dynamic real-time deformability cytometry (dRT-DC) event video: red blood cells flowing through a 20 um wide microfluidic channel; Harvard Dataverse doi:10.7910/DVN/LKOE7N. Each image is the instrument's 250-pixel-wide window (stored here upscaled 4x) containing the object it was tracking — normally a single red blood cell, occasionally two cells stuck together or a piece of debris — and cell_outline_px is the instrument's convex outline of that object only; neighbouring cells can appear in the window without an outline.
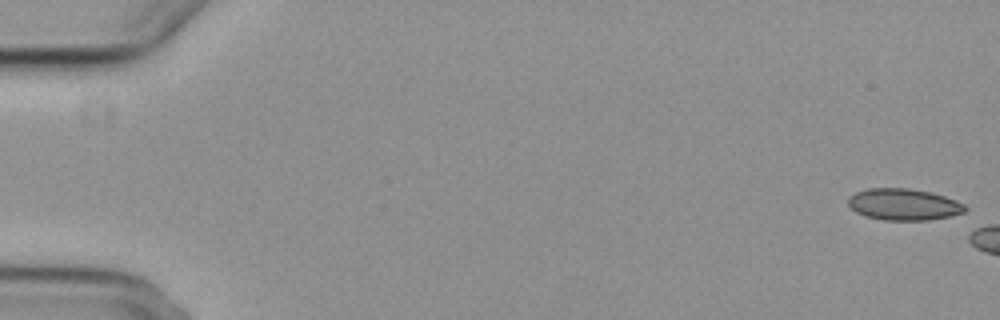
{"species": "common noctule bat (a hibernating species)", "species_latin": "Nyctalus noctula", "temperature_condition": "cold", "stored_images_in_passage": 3, "camera_frame_rate_fps": 3000, "um_per_image_px": 0.085, "animal": {"sex": "female", "body_mass_g": 29.2, "forearm_length_mm": 56.3}, "frame": {"image": 1, "passage_image": 1, "time_ms": 0.0, "image_size_px": [1000, 320], "cell_outline_px": [[968, 208], [964, 212], [948, 216], [928, 220], [884, 220], [864, 216], [856, 212], [848, 204], [848, 196], [856, 192], [868, 188], [908, 188], [928, 192], [944, 196], [964, 204]], "centroid_in_image_um": [76.78, 17.38], "position_along_channel_um": 8.2, "area_um2": 21.39}}